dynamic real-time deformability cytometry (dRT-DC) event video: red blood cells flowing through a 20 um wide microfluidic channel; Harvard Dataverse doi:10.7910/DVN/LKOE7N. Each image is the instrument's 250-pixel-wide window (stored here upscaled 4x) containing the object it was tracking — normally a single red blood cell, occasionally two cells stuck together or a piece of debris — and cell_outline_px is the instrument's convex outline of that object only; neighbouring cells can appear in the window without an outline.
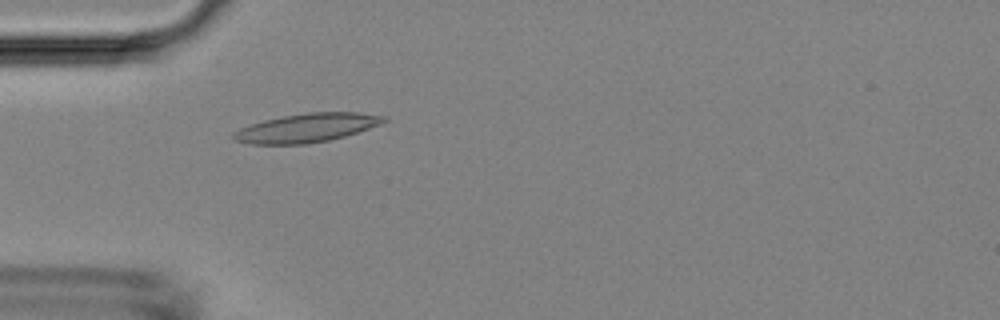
{"species": "Egyptian fruit bat (a non-hibernating species)", "species_latin": "Rousettus aegyptiacus", "temperature_condition": "room temperature", "stored_images_in_passage": 4, "camera_frame_rate_fps": 3000, "um_per_image_px": 0.085, "animal": {"sex": "female"}, "frame": {"image": 1, "passage_image": 4, "time_ms": 4.333, "image_size_px": [1000, 320], "cell_outline_px": [[388, 120], [380, 124], [344, 136], [328, 140], [308, 144], [248, 144], [232, 140], [232, 132], [240, 128], [264, 120], [284, 116], [308, 112], [356, 112], [388, 116]], "centroid_in_image_um": [26.05, 10.87], "position_along_channel_um": 59.0, "area_um2": 25.14}}